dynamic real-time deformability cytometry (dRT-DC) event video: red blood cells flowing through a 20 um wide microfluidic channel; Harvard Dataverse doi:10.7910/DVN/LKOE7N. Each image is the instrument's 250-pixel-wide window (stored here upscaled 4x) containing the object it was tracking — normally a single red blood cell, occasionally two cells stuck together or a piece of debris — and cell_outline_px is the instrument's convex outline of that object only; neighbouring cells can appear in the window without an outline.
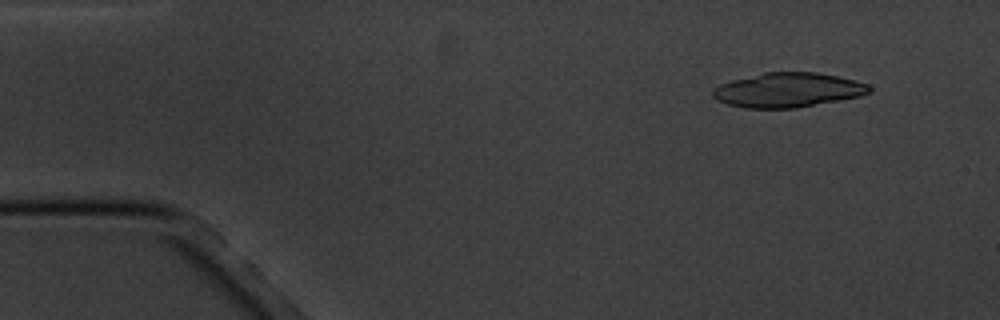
{"species": "common noctule bat (a hibernating species)", "species_latin": "Nyctalus noctula", "temperature_condition": "cold", "stored_images_in_passage": 5, "camera_frame_rate_fps": 3000, "um_per_image_px": 0.085, "animal": {"sex": "male", "body_mass_g": 20.1, "forearm_length_mm": 53.5}, "frame": {"image": 1, "passage_image": 2, "time_ms": 1.0, "image_size_px": [1000, 320], "cell_outline_px": [[872, 92], [860, 96], [796, 108], [744, 108], [728, 104], [712, 96], [712, 88], [720, 84], [732, 80], [764, 72], [816, 72], [836, 76], [868, 84], [872, 88]], "centroid_in_image_um": [66.96, 7.65], "position_along_channel_um": 18.0, "area_um2": 31.33}}